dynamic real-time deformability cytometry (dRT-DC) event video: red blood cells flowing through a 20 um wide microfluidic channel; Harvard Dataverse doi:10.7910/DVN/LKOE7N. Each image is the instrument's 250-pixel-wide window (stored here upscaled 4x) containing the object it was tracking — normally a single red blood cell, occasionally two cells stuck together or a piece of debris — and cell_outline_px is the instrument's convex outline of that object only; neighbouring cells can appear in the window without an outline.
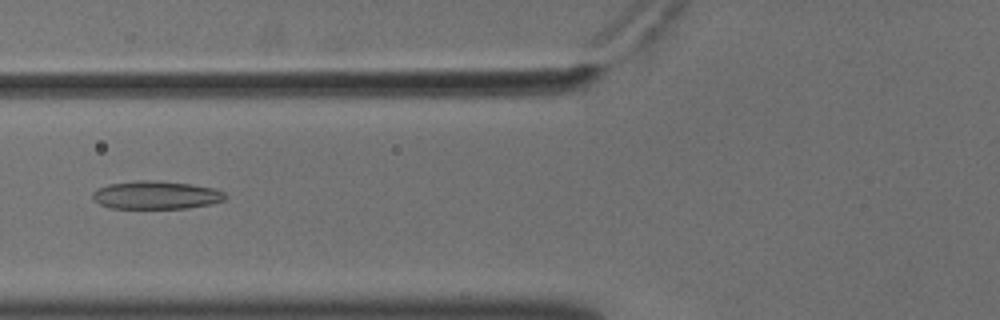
{"species": "common noctule bat (a hibernating species)", "species_latin": "Nyctalus noctula", "temperature_condition": "cold", "stored_images_in_passage": 32, "camera_frame_rate_fps": 3000, "um_per_image_px": 0.085, "animal": {"sex": "male", "body_mass_g": 18.8}, "frame": {"image": 1, "passage_image": 5, "time_ms": 1.333, "image_size_px": [1000, 320], "cell_outline_px": [[228, 196], [224, 200], [212, 204], [188, 208], [112, 208], [100, 204], [92, 200], [92, 192], [108, 184], [136, 180], [160, 180], [192, 184], [216, 188], [224, 192]], "centroid_in_image_um": [13.3, 16.57], "position_along_channel_um": 112.5, "area_um2": 22.02}}
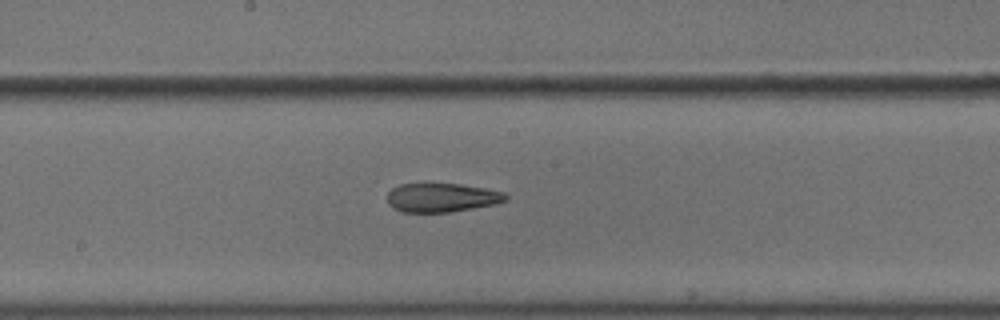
{"frame": {"image": 2, "passage_image": 13, "time_ms": 4.0, "image_size_px": [1000, 320], "cell_outline_px": [[508, 200], [496, 204], [448, 212], [404, 212], [392, 208], [388, 204], [388, 192], [392, 188], [400, 184], [460, 184], [484, 188], [504, 192], [508, 196]], "centroid_in_image_um": [37.55, 16.8], "position_along_channel_um": 210.6, "area_um2": 19.88}}
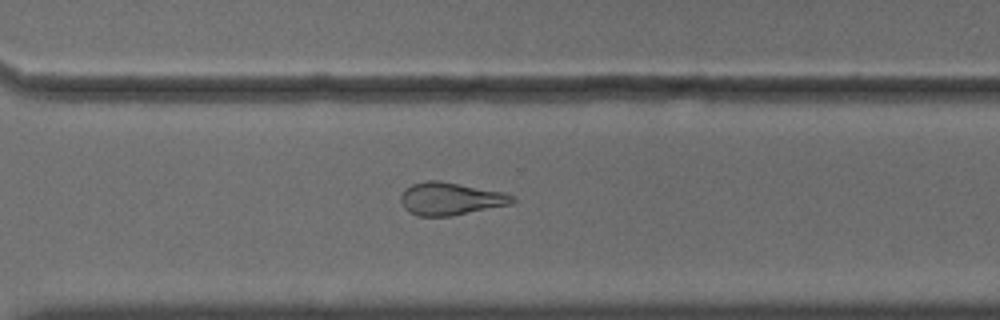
{"frame": {"image": 3, "passage_image": 23, "time_ms": 7.333, "image_size_px": [1000, 320], "cell_outline_px": [[516, 200], [512, 204], [452, 216], [420, 216], [408, 212], [404, 208], [400, 200], [400, 196], [404, 188], [412, 184], [428, 180], [436, 180], [504, 192], [512, 196]], "centroid_in_image_um": [38.26, 16.9], "position_along_channel_um": 332.3, "area_um2": 21.27}, "authors_computed_cell_mechanics": {"area_um2": 21.2704, "velocity_mm_per_s": 3.6558, "shape_relaxation_time_tau1_ms": null, "shape_relaxation_time_tau2_ms": 4.5247, "deformation_change_tau1": null, "deformation_change_tau2": 0.1272}}